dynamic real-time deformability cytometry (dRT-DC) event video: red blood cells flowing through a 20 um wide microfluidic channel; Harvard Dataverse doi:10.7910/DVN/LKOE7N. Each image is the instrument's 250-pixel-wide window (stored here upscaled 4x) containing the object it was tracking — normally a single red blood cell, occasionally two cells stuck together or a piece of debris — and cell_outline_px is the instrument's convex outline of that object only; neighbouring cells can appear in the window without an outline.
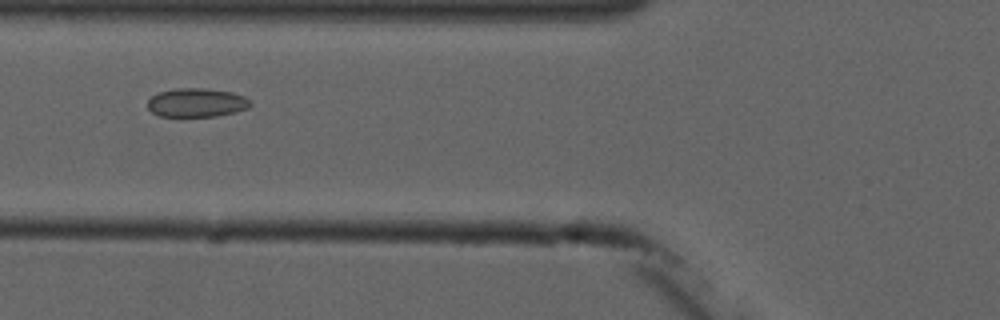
{"species": "common noctule bat (a hibernating species)", "species_latin": "Nyctalus noctula", "temperature_condition": "cold", "stored_images_in_passage": 7, "camera_frame_rate_fps": 3000, "um_per_image_px": 0.085, "animal": {"sex": "male", "forearm_length_mm": 52.5}, "frame": {"image": 1, "passage_image": 6, "time_ms": 5.667, "image_size_px": [1000, 320], "cell_outline_px": [[252, 104], [248, 108], [236, 112], [216, 116], [160, 116], [152, 112], [148, 108], [148, 100], [152, 96], [160, 92], [176, 88], [204, 88], [232, 92], [244, 96], [252, 100]], "centroid_in_image_um": [16.75, 8.72], "position_along_channel_um": 109.0, "area_um2": 17.28}}
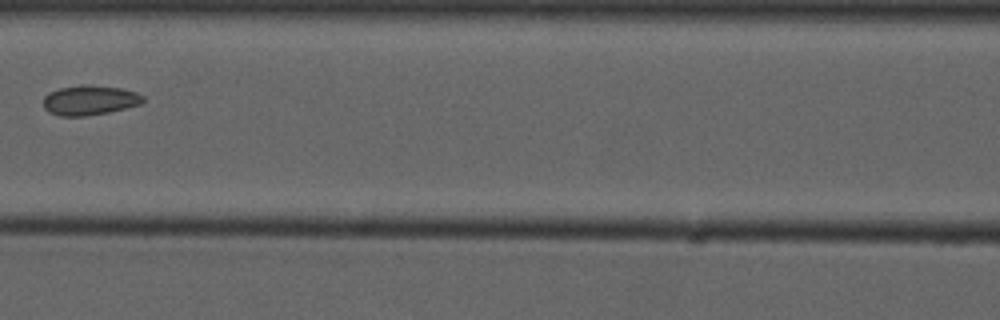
{"frame": {"image": 2, "passage_image": 7, "time_ms": 7.0, "image_size_px": [1000, 320], "cell_outline_px": [[144, 100], [140, 104], [108, 112], [84, 116], [60, 116], [48, 112], [44, 108], [44, 96], [48, 92], [60, 88], [120, 88], [136, 92], [144, 96]], "centroid_in_image_um": [7.6, 8.57], "position_along_channel_um": 159.0, "area_um2": 16.36}}